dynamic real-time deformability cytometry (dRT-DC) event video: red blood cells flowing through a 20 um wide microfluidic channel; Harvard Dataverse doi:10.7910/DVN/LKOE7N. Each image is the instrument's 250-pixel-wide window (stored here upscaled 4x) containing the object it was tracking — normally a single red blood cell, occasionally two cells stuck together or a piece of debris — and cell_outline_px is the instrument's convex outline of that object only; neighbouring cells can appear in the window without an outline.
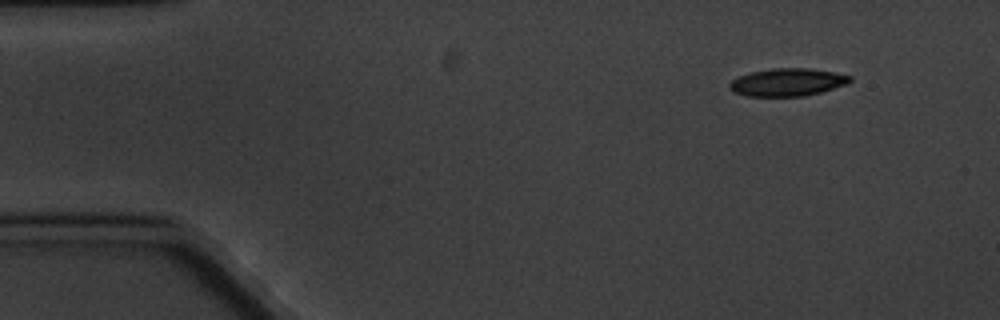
{"species": "common noctule bat (a hibernating species)", "species_latin": "Nyctalus noctula", "temperature_condition": "cold", "stored_images_in_passage": 5, "segment_of_instrument_passage": [1, 2], "camera_frame_rate_fps": 3000, "um_per_image_px": 0.085, "animal": {"sex": "male", "body_mass_g": 20.1, "forearm_length_mm": 53.5}, "frame": {"image": 1, "passage_image": 1, "time_ms": 0.0, "image_size_px": [1000, 320], "cell_outline_px": [[852, 80], [844, 84], [820, 92], [804, 96], [744, 96], [732, 92], [728, 88], [728, 84], [732, 80], [740, 76], [752, 72], [772, 68], [808, 68], [832, 72], [852, 76]], "centroid_in_image_um": [66.87, 6.99], "position_along_channel_um": 18.1, "area_um2": 19.31}}